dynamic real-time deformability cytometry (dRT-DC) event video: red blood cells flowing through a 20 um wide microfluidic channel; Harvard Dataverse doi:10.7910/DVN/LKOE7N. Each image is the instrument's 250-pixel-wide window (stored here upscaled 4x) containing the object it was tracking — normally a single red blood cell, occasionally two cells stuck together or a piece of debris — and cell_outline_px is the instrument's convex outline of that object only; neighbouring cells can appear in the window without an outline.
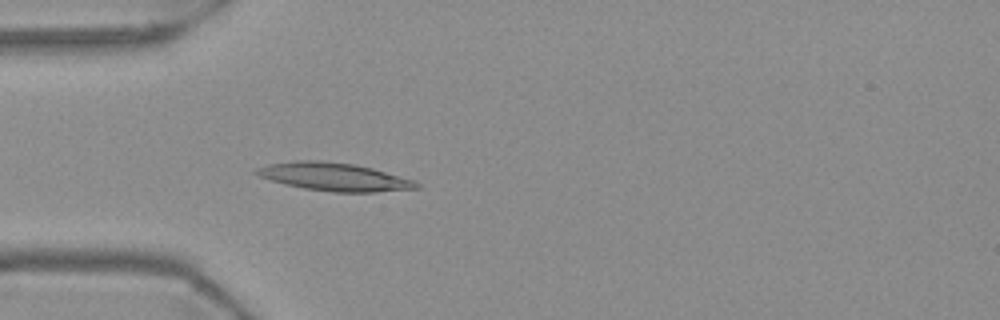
{"species": "Egyptian fruit bat (a non-hibernating species)", "species_latin": "Rousettus aegyptiacus", "temperature_condition": "warm", "stored_images_in_passage": 55, "camera_frame_rate_fps": 3000, "um_per_image_px": 0.085, "frame": {"image": 1, "passage_image": 16, "time_ms": 5.0, "image_size_px": [1000, 320], "cell_outline_px": [[420, 188], [376, 192], [332, 192], [304, 188], [284, 184], [260, 176], [252, 172], [256, 168], [268, 164], [296, 160], [320, 160], [356, 164], [372, 168], [412, 180], [420, 184]], "centroid_in_image_um": [28.38, 15.02], "position_along_channel_um": 56.6, "area_um2": 26.07}}
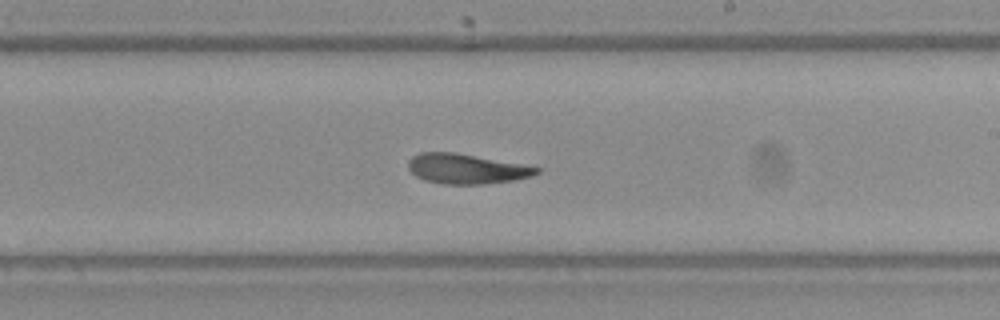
{"frame": {"image": 2, "passage_image": 32, "time_ms": 10.333, "image_size_px": [1000, 320], "cell_outline_px": [[540, 172], [532, 176], [512, 180], [484, 184], [444, 184], [424, 180], [416, 176], [408, 168], [408, 160], [412, 156], [420, 152], [456, 152], [524, 164], [540, 168]], "centroid_in_image_um": [39.64, 14.34], "position_along_channel_um": 249.4, "area_um2": 22.48}}
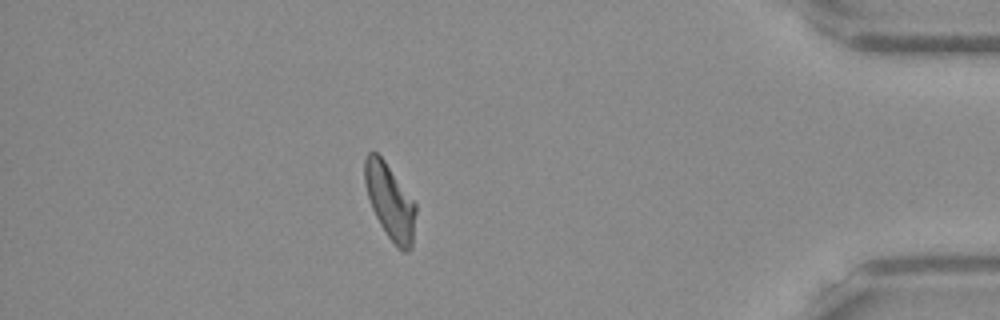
{"frame": {"image": 3, "passage_image": 48, "time_ms": 15.667, "image_size_px": [1000, 320], "cell_outline_px": [[416, 212], [412, 248], [408, 252], [404, 252], [396, 248], [380, 224], [372, 208], [364, 184], [364, 160], [368, 152], [376, 152], [384, 160], [416, 204]], "centroid_in_image_um": [33.15, 17.16], "position_along_channel_um": 402.1, "area_um2": 22.31}, "authors_computed_cell_mechanics": {"area_um2": 23.12, "velocity_mm_per_s": 3.6881, "shape_relaxation_time_tau1_ms": 8.6668, "shape_relaxation_time_tau2_ms": 3.0442, "deformation_change_tau1": 0.2271, "deformation_change_tau2": 0.1006}}